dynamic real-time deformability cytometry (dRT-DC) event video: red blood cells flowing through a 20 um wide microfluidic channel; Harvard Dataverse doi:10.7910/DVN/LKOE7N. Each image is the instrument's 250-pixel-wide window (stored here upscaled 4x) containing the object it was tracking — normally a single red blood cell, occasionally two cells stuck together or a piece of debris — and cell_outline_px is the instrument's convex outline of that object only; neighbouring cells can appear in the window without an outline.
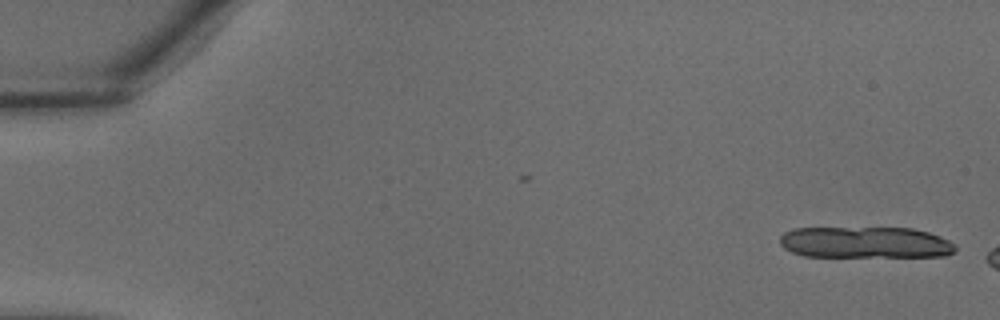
{"species": "common noctule bat (a hibernating species)", "species_latin": "Nyctalus noctula", "temperature_condition": "warm", "stored_images_in_passage": 5, "camera_frame_rate_fps": 3000, "um_per_image_px": 0.085, "animal": {"sex": "male", "body_mass_g": 18.8}, "frame": {"image": 1, "passage_image": 5, "time_ms": 1.333, "image_size_px": [1000, 320], "cell_outline_px": [[956, 248], [952, 252], [944, 256], [804, 256], [792, 252], [784, 248], [780, 244], [780, 236], [784, 232], [792, 228], [912, 228], [928, 232], [940, 236], [956, 244]], "centroid_in_image_um": [73.53, 20.6], "position_along_channel_um": 11.5, "area_um2": 32.08}}